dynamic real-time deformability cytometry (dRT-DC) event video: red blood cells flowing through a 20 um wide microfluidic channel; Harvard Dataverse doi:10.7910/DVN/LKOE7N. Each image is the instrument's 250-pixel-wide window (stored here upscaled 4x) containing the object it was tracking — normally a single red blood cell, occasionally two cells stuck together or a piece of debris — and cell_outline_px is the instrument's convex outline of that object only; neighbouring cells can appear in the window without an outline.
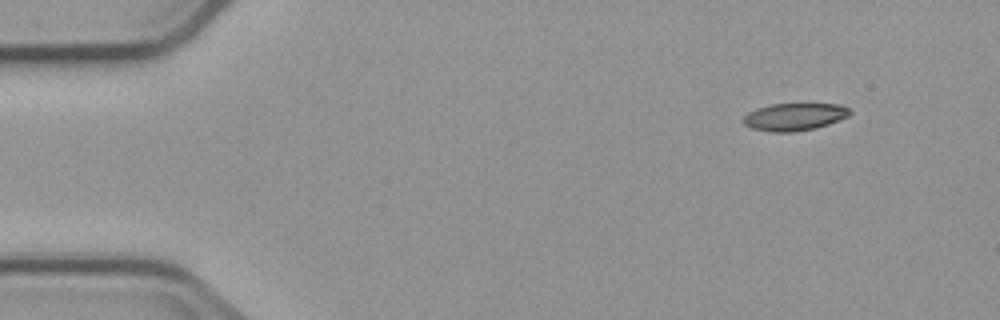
{"species": "common noctule bat (a hibernating species)", "species_latin": "Nyctalus noctula", "temperature_condition": "cold", "stored_images_in_passage": 3, "camera_frame_rate_fps": 3000, "um_per_image_px": 0.085, "animal": {"sex": "male", "body_mass_g": 23.1, "forearm_length_mm": 52.7}, "frame": {"image": 1, "passage_image": 1, "time_ms": 0.0, "image_size_px": [1000, 320], "cell_outline_px": [[852, 112], [848, 116], [828, 124], [816, 128], [792, 132], [772, 132], [752, 128], [744, 124], [744, 116], [748, 112], [756, 108], [772, 104], [840, 104], [848, 108]], "centroid_in_image_um": [67.53, 9.92], "position_along_channel_um": 17.5, "area_um2": 16.94}}